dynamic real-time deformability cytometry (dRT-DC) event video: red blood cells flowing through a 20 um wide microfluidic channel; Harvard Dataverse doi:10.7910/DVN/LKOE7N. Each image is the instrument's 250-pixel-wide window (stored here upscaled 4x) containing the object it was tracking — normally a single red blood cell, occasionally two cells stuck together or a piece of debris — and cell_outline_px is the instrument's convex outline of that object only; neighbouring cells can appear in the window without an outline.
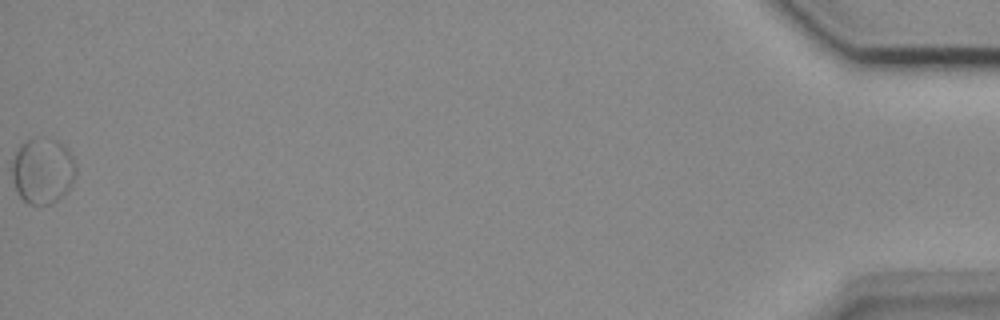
{"species": "common noctule bat (a hibernating species)", "species_latin": "Nyctalus noctula", "temperature_condition": "cold", "stored_images_in_passage": 41, "camera_frame_rate_fps": 3000, "um_per_image_px": 0.085, "animal": {"sex": "female", "body_mass_g": 18.4}, "frame": {"image": 1, "passage_image": 41, "time_ms": 13.333, "image_size_px": [1000, 320], "cell_outline_px": [[76, 176], [68, 188], [52, 204], [28, 204], [16, 192], [12, 176], [12, 160], [16, 148], [20, 144], [36, 136], [44, 136], [60, 140], [68, 148], [72, 156], [76, 168]], "centroid_in_image_um": [3.61, 14.45], "position_along_channel_um": 431.6, "area_um2": 24.97}}